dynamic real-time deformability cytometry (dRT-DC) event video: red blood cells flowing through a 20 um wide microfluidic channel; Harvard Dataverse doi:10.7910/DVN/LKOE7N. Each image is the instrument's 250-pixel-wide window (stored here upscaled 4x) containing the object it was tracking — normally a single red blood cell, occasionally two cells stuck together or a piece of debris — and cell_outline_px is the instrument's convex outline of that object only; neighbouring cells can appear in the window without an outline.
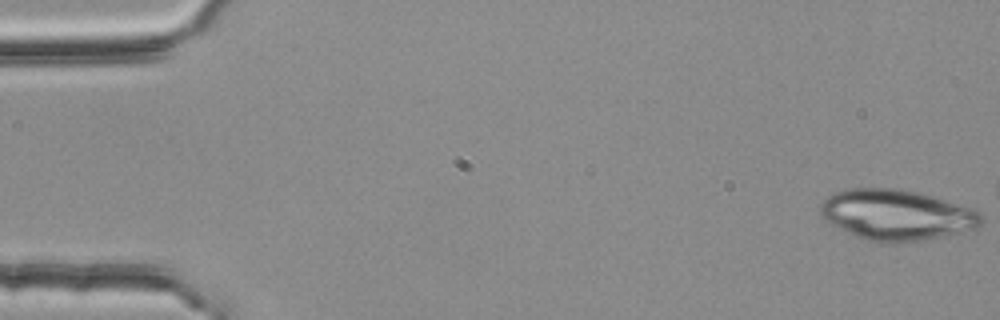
{"species": "common noctule bat (a hibernating species)", "species_latin": "Nyctalus noctula", "temperature_condition": "room temperature", "stored_images_in_passage": 16, "camera_frame_rate_fps": 3000, "um_per_image_px": 0.085, "animal": {"sex": "female", "body_mass_g": 25.1}, "frame": {"image": 1, "passage_image": 1, "time_ms": 0.0, "image_size_px": [1000, 320], "cell_outline_px": [[984, 220], [976, 228], [940, 236], [920, 240], [896, 244], [880, 244], [856, 236], [832, 224], [820, 216], [820, 204], [828, 196], [836, 192], [848, 188], [900, 188], [932, 196], [976, 208], [984, 216]], "centroid_in_image_um": [76.22, 18.26], "position_along_channel_um": 8.8, "area_um2": 47.69}}